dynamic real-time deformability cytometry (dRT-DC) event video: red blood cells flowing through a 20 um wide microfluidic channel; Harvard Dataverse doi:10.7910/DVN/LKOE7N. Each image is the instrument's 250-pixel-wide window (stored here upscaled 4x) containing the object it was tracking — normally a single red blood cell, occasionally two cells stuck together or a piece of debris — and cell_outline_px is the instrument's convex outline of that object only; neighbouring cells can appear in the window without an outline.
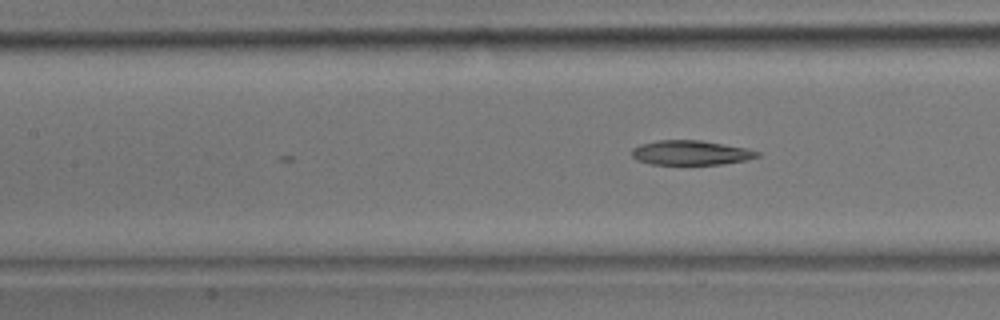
{"species": "common noctule bat (a hibernating species)", "species_latin": "Nyctalus noctula", "temperature_condition": "room temperature", "stored_images_in_passage": 16, "camera_frame_rate_fps": 3000, "um_per_image_px": 0.085, "animal": {"sex": "male", "body_mass_g": 17.9}, "frame": {"image": 1, "passage_image": 16, "time_ms": 5.0, "image_size_px": [1000, 320], "cell_outline_px": [[760, 156], [744, 160], [724, 164], [652, 164], [636, 160], [632, 156], [632, 148], [640, 144], [656, 140], [700, 140], [748, 148], [760, 152]], "centroid_in_image_um": [58.71, 12.97], "position_along_channel_um": 148.7, "area_um2": 17.98}}